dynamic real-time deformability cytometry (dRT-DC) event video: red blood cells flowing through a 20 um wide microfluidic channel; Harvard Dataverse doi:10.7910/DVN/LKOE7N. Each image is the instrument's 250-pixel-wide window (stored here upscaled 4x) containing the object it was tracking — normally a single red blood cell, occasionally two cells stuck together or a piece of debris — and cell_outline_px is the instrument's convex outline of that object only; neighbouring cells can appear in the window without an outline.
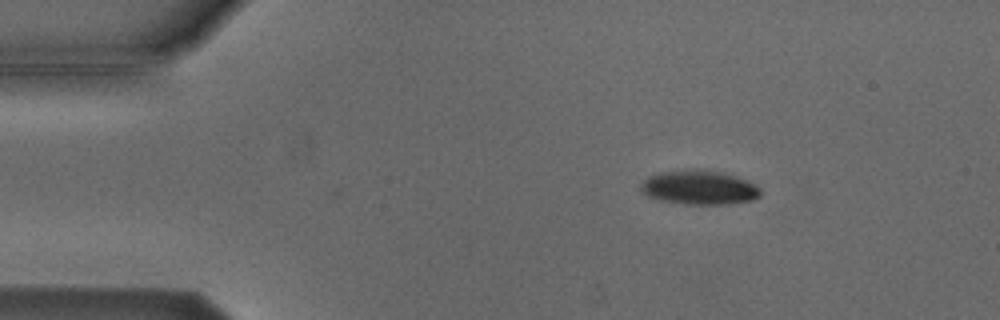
{"species": "Egyptian fruit bat (a non-hibernating species)", "species_latin": "Rousettus aegyptiacus", "temperature_condition": "cold", "stored_images_in_passage": 3, "camera_frame_rate_fps": 3000, "um_per_image_px": 0.085, "animal": {"sex": "male"}, "frame": {"image": 1, "passage_image": 1, "time_ms": 0.0, "image_size_px": [1000, 320], "cell_outline_px": [[760, 196], [752, 200], [728, 204], [684, 204], [660, 200], [648, 196], [640, 192], [640, 184], [648, 176], [660, 172], [692, 168], [696, 168], [720, 172], [736, 176], [748, 180], [756, 184], [760, 188]], "centroid_in_image_um": [59.42, 15.92], "position_along_channel_um": 25.6, "area_um2": 24.16}}